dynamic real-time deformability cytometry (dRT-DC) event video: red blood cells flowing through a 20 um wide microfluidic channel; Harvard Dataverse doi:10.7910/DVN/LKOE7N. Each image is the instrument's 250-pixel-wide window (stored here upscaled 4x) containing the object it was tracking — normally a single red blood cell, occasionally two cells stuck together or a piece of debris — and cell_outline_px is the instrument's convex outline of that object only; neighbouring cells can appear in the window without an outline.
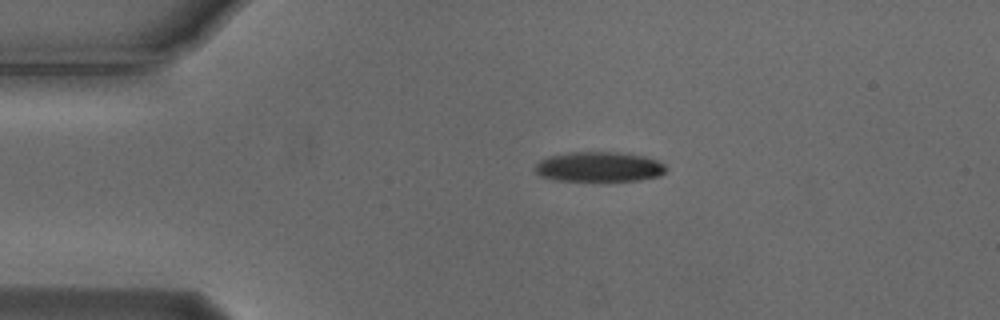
{"species": "Egyptian fruit bat (a non-hibernating species)", "species_latin": "Rousettus aegyptiacus", "temperature_condition": "cold", "stored_images_in_passage": 17, "camera_frame_rate_fps": 3000, "um_per_image_px": 0.085, "animal": {"sex": "male"}, "frame": {"image": 1, "passage_image": 1, "time_ms": 0.0, "image_size_px": [1000, 320], "cell_outline_px": [[668, 168], [660, 176], [640, 180], [556, 180], [540, 176], [532, 168], [540, 160], [548, 156], [572, 152], [616, 152], [644, 156], [656, 160], [664, 164]], "centroid_in_image_um": [50.91, 14.17], "position_along_channel_um": 34.1, "area_um2": 22.77}}
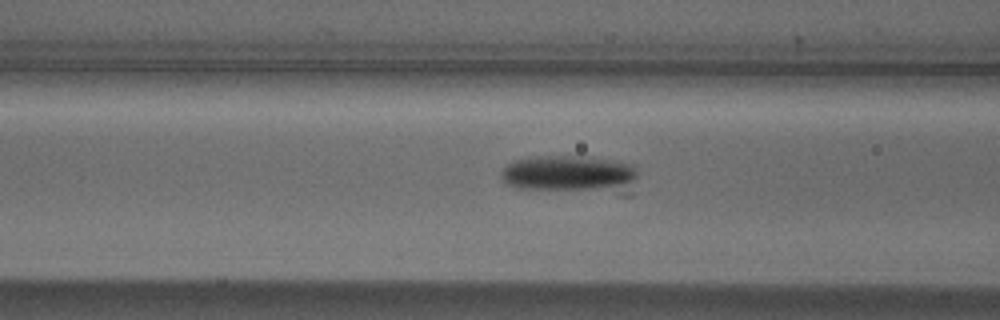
{"frame": {"image": 2, "passage_image": 11, "time_ms": 3.333, "image_size_px": [1000, 320], "cell_outline_px": [[636, 176], [632, 196], [620, 196], [520, 188], [508, 184], [500, 176], [504, 168], [508, 164], [516, 160], [540, 156], [580, 156], [608, 160], [632, 164], [636, 172]], "centroid_in_image_um": [48.61, 14.89], "position_along_channel_um": 118.0, "area_um2": 31.1}}
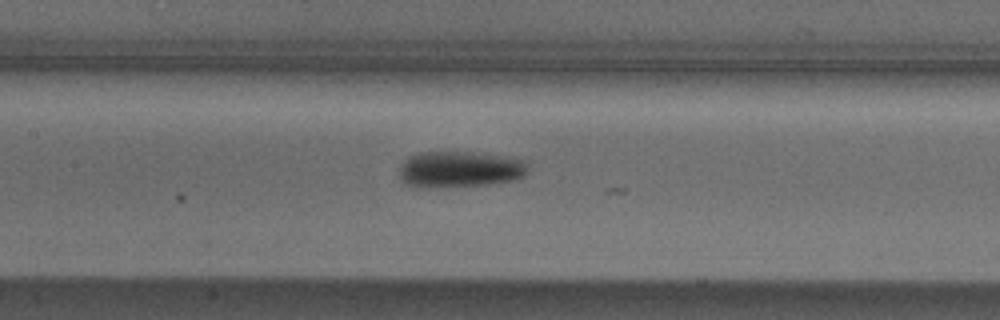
{"frame": {"image": 3, "passage_image": 15, "time_ms": 4.667, "image_size_px": [1000, 320], "cell_outline_px": [[528, 172], [524, 176], [512, 180], [488, 184], [404, 184], [400, 180], [400, 164], [408, 156], [420, 152], [472, 152], [504, 156], [528, 160]], "centroid_in_image_um": [39.15, 14.32], "position_along_channel_um": 168.2, "area_um2": 26.24}}